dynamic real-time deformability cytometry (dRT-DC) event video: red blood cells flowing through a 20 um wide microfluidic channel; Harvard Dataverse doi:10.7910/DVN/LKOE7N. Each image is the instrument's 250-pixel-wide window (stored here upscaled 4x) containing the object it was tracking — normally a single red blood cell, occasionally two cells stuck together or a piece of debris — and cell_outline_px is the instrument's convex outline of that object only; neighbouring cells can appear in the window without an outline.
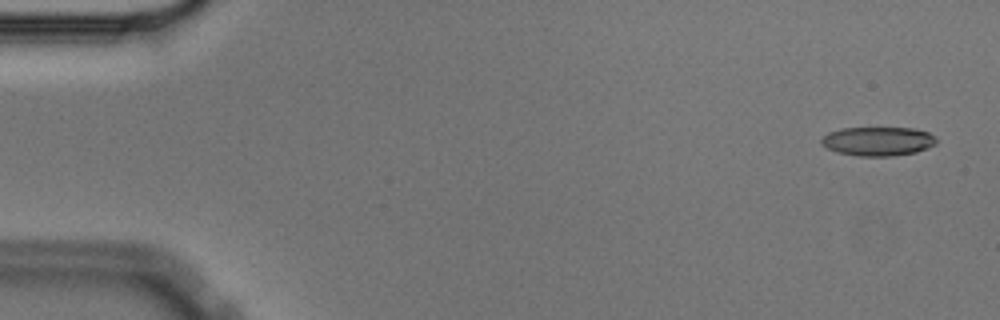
{"species": "Egyptian fruit bat (a non-hibernating species)", "species_latin": "Rousettus aegyptiacus", "temperature_condition": "cold", "stored_images_in_passage": 56, "camera_frame_rate_fps": 3000, "um_per_image_px": 0.085, "animal": {"sex": "male"}, "frame": {"image": 1, "passage_image": 3, "time_ms": 0.667, "image_size_px": [1000, 320], "cell_outline_px": [[936, 144], [928, 148], [916, 152], [892, 156], [856, 156], [836, 152], [820, 144], [820, 140], [828, 132], [844, 128], [912, 128], [928, 132], [936, 136]], "centroid_in_image_um": [74.63, 12.01], "position_along_channel_um": 10.4, "area_um2": 19.54}}
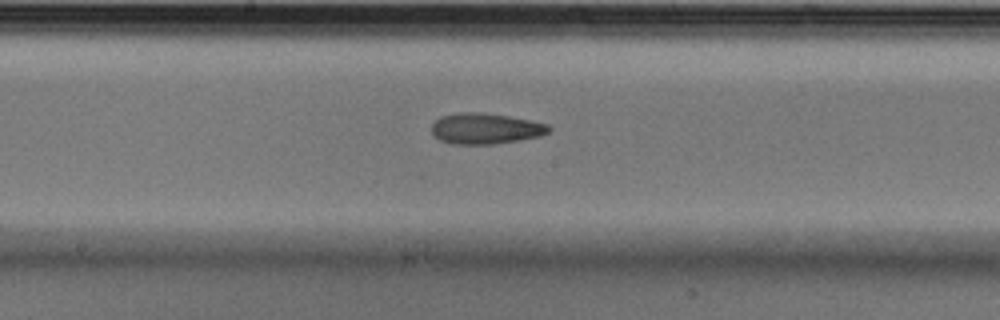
{"frame": {"image": 2, "passage_image": 30, "time_ms": 9.667, "image_size_px": [1000, 320], "cell_outline_px": [[552, 128], [548, 132], [540, 136], [520, 140], [492, 144], [452, 144], [440, 140], [432, 136], [432, 124], [440, 116], [460, 112], [480, 112], [508, 116], [532, 120], [548, 124]], "centroid_in_image_um": [41.26, 10.92], "position_along_channel_um": 206.9, "area_um2": 21.21}}
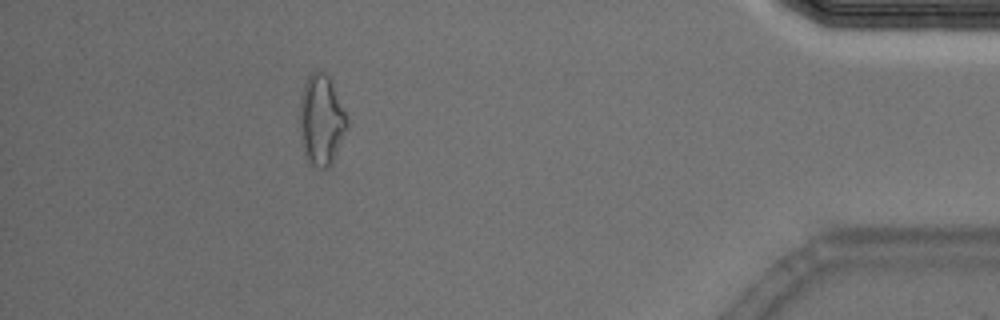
{"frame": {"image": 3, "passage_image": 51, "time_ms": 16.667, "image_size_px": [1000, 320], "cell_outline_px": [[348, 128], [332, 164], [328, 168], [316, 168], [308, 164], [304, 156], [300, 140], [300, 96], [304, 84], [308, 76], [312, 72], [324, 72], [328, 76], [332, 84], [348, 120]], "centroid_in_image_um": [27.29, 10.29], "position_along_channel_um": 407.9, "area_um2": 25.2}, "authors_computed_cell_mechanics": {"area_um2": 20.4901, "velocity_mm_per_s": 3.5803, "shape_relaxation_time_tau1_ms": null, "shape_relaxation_time_tau2_ms": 5.9376, "deformation_change_tau1": null, "deformation_change_tau2": 0.1693}}